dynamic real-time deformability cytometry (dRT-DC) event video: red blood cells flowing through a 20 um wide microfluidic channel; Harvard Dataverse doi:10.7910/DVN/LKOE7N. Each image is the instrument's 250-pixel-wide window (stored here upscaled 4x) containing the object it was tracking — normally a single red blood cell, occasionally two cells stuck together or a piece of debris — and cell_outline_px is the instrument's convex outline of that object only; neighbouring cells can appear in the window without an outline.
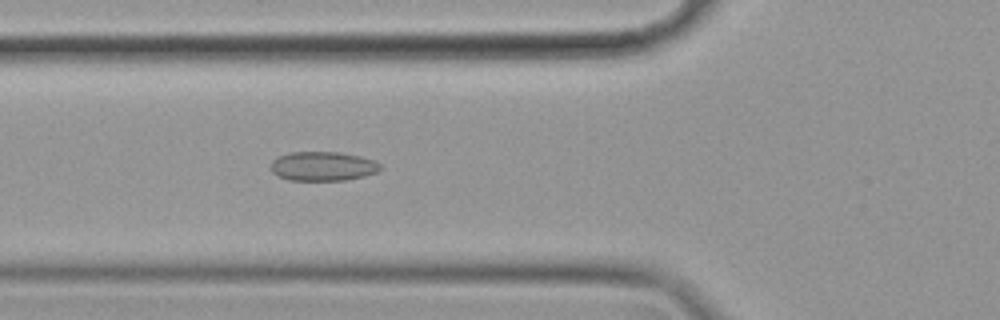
{"species": "common noctule bat (a hibernating species)", "species_latin": "Nyctalus noctula", "temperature_condition": "cold", "stored_images_in_passage": 57, "camera_frame_rate_fps": 3000, "um_per_image_px": 0.085, "animal": {"sex": "female", "body_mass_g": 19.9}, "frame": {"image": 1, "passage_image": 21, "time_ms": 6.667, "image_size_px": [1000, 320], "cell_outline_px": [[384, 168], [376, 172], [364, 176], [344, 180], [288, 180], [276, 176], [272, 172], [272, 160], [280, 156], [292, 152], [340, 152], [360, 156], [376, 160]], "centroid_in_image_um": [27.47, 14.13], "position_along_channel_um": 98.3, "area_um2": 18.73}}
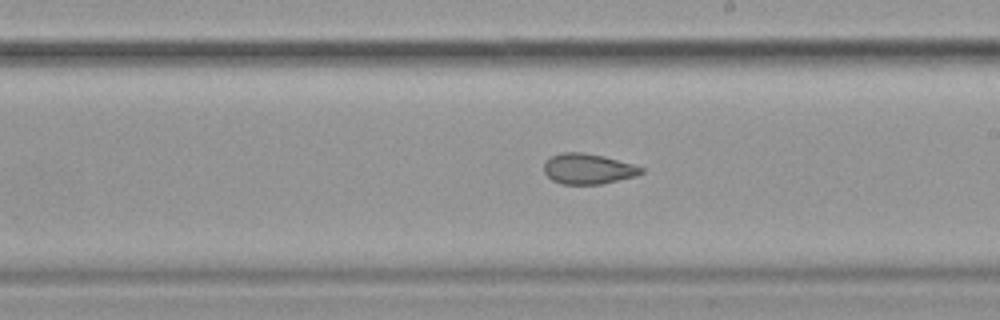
{"frame": {"image": 2, "passage_image": 33, "time_ms": 10.667, "image_size_px": [1000, 320], "cell_outline_px": [[644, 172], [636, 176], [600, 184], [564, 184], [552, 180], [544, 172], [544, 164], [552, 156], [560, 152], [584, 152], [604, 156], [632, 164], [644, 168]], "centroid_in_image_um": [49.99, 14.34], "position_along_channel_um": 239.0, "area_um2": 17.17}}
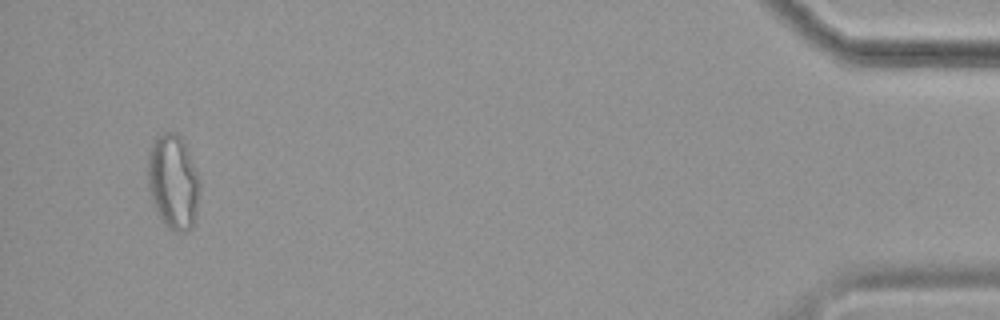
{"frame": {"image": 3, "passage_image": 55, "time_ms": 18.0, "image_size_px": [1000, 320], "cell_outline_px": [[200, 184], [196, 212], [192, 228], [188, 232], [176, 232], [168, 228], [160, 220], [152, 200], [148, 184], [148, 156], [152, 140], [156, 136], [164, 132], [176, 132], [180, 136], [200, 176]], "centroid_in_image_um": [14.72, 15.47], "position_along_channel_um": 420.5, "area_um2": 28.9}, "authors_computed_cell_mechanics": {"area_um2": 20.1722, "velocity_mm_per_s": 3.5234, "shape_relaxation_time_tau1_ms": null, "shape_relaxation_time_tau2_ms": 2.2694, "deformation_change_tau1": null, "deformation_change_tau2": 0.0786}}